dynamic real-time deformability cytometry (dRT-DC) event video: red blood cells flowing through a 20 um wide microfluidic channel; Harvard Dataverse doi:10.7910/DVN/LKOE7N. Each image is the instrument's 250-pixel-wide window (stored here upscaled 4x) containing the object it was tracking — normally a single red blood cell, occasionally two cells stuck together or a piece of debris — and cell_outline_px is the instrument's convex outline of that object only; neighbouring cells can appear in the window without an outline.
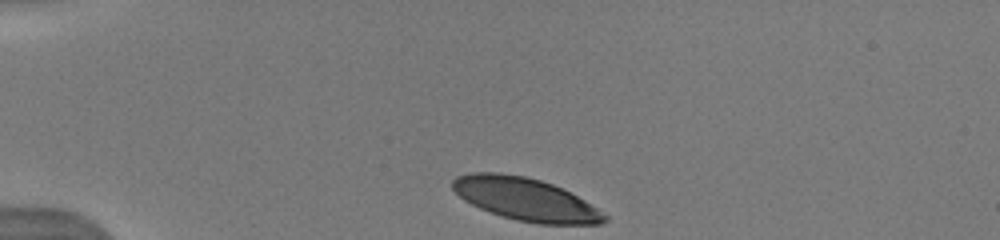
{"species": "human", "species_latin": "Homo sapiens", "temperature_condition": "warm", "stored_images_in_passage": 4, "camera_frame_rate_fps": 3000, "um_per_image_px": 0.085, "donor": {"sex": "male"}, "frame": {"image": 1, "passage_image": 1, "time_ms": 0.0, "image_size_px": [1000, 240], "cell_outline_px": [[608, 220], [600, 224], [540, 224], [516, 220], [480, 208], [464, 200], [452, 188], [452, 180], [456, 176], [472, 172], [496, 172], [524, 176], [540, 180], [552, 184], [584, 200], [608, 216]], "centroid_in_image_um": [44.65, 16.93], "position_along_channel_um": 40.3, "area_um2": 37.4}}